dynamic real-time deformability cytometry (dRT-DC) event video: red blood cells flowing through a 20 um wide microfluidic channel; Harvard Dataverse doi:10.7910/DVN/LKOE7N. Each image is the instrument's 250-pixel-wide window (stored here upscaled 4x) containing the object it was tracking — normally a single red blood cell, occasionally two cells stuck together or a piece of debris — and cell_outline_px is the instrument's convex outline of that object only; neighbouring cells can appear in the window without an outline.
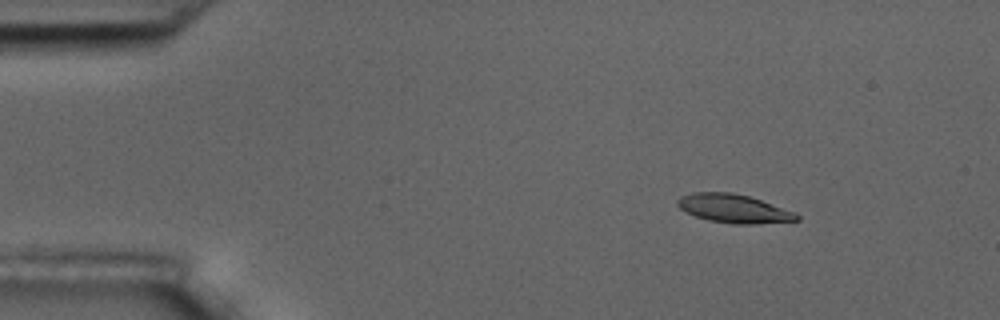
{"species": "common noctule bat (a hibernating species)", "species_latin": "Nyctalus noctula", "temperature_condition": "room temperature", "stored_images_in_passage": 10, "camera_frame_rate_fps": 3000, "um_per_image_px": 0.085, "animal": {"sex": "male", "body_mass_g": 17.5, "forearm_length_mm": 52.3}, "frame": {"image": 1, "passage_image": 1, "time_ms": 0.0, "image_size_px": [1000, 320], "cell_outline_px": [[800, 220], [756, 224], [732, 224], [708, 220], [696, 216], [680, 208], [676, 204], [676, 200], [680, 196], [692, 192], [732, 192], [748, 196], [796, 212], [800, 216]], "centroid_in_image_um": [62.37, 17.73], "position_along_channel_um": 22.6, "area_um2": 19.88}}
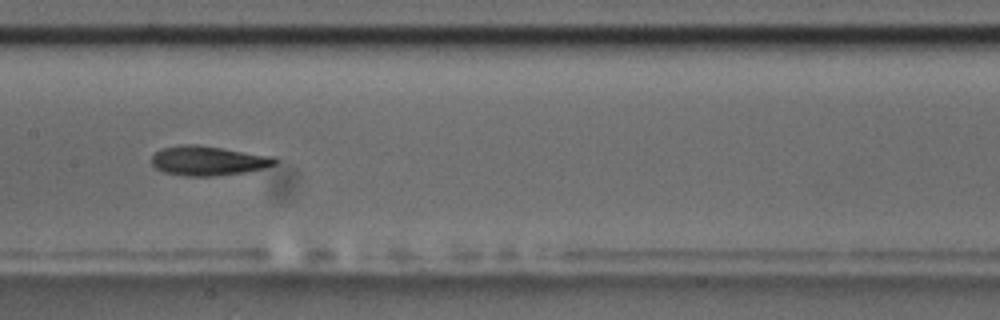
{"frame": {"image": 2, "passage_image": 7, "time_ms": 7.0, "image_size_px": [1000, 320], "cell_outline_px": [[280, 160], [276, 164], [264, 168], [244, 172], [212, 176], [184, 176], [164, 172], [156, 168], [152, 164], [152, 156], [160, 148], [180, 144], [200, 144], [276, 156]], "centroid_in_image_um": [17.73, 13.64], "position_along_channel_um": 189.7, "area_um2": 21.62}}
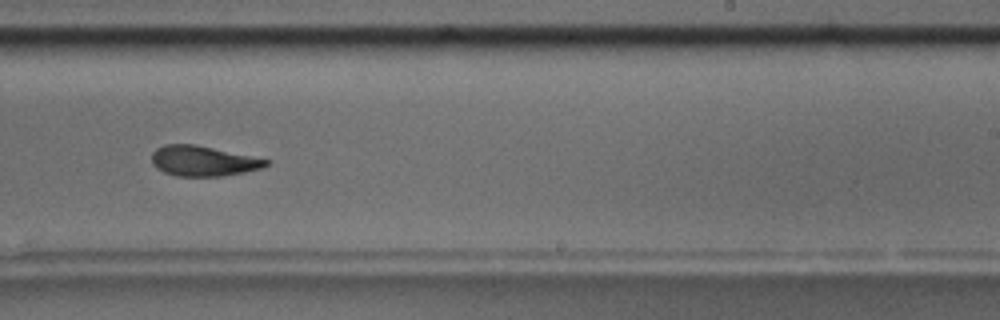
{"frame": {"image": 3, "passage_image": 9, "time_ms": 9.333, "image_size_px": [1000, 320], "cell_outline_px": [[268, 164], [260, 168], [244, 172], [220, 176], [176, 176], [164, 172], [156, 168], [152, 164], [152, 152], [156, 148], [164, 144], [196, 144], [268, 160]], "centroid_in_image_um": [17.19, 13.68], "position_along_channel_um": 271.8, "area_um2": 19.94}}